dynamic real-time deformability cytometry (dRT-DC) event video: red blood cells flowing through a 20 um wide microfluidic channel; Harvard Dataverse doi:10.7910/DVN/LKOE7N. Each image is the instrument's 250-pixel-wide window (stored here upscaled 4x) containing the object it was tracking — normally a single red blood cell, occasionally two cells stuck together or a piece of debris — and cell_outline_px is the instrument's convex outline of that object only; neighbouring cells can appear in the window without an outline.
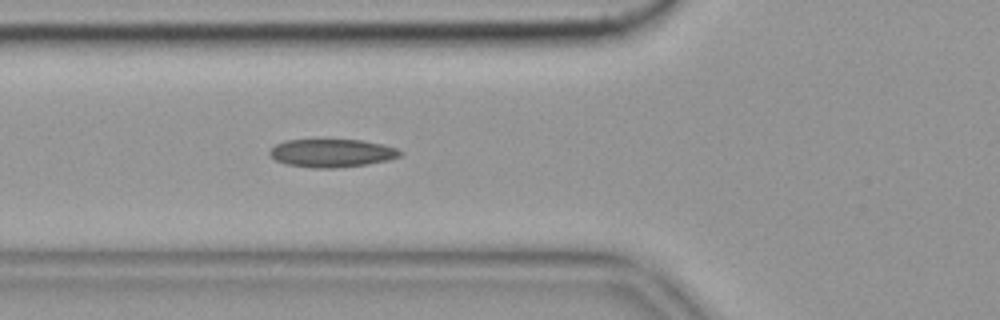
{"species": "common noctule bat (a hibernating species)", "species_latin": "Nyctalus noctula", "temperature_condition": "cold", "stored_images_in_passage": 18, "camera_frame_rate_fps": 3000, "um_per_image_px": 0.085, "animal": {"sex": "female", "body_mass_g": 19.9}, "frame": {"image": 1, "passage_image": 11, "time_ms": 3.333, "image_size_px": [1000, 320], "cell_outline_px": [[404, 152], [400, 156], [388, 160], [364, 164], [332, 168], [312, 168], [288, 164], [276, 160], [268, 152], [276, 144], [284, 140], [360, 140], [384, 144], [396, 148]], "centroid_in_image_um": [28.22, 13.0], "position_along_channel_um": 97.6, "area_um2": 21.15}}